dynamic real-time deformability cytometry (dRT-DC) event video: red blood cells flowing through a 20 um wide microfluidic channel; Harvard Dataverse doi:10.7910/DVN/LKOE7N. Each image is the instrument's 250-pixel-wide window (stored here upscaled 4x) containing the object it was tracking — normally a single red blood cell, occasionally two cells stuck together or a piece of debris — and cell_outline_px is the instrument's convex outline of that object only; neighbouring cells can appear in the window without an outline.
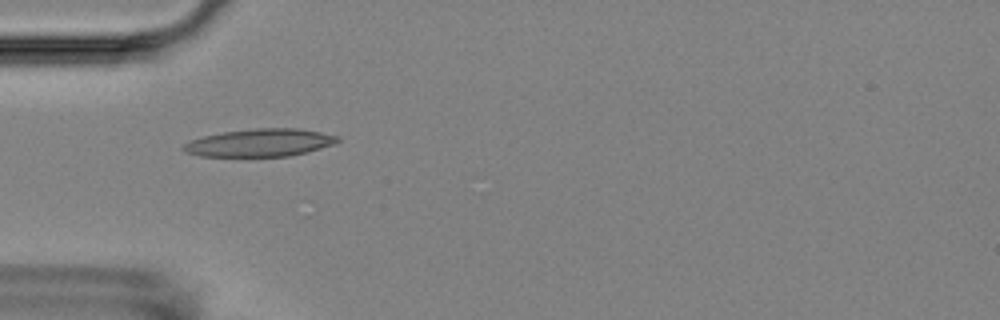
{"species": "Egyptian fruit bat (a non-hibernating species)", "species_latin": "Rousettus aegyptiacus", "temperature_condition": "room temperature", "stored_images_in_passage": 5, "camera_frame_rate_fps": 3000, "um_per_image_px": 0.085, "animal": {"sex": "female"}, "frame": {"image": 1, "passage_image": 4, "time_ms": 5.333, "image_size_px": [1000, 320], "cell_outline_px": [[340, 140], [336, 144], [308, 152], [288, 156], [200, 156], [184, 152], [180, 148], [184, 144], [192, 140], [204, 136], [224, 132], [256, 128], [300, 128], [340, 136]], "centroid_in_image_um": [22.14, 12.13], "position_along_channel_um": 62.9, "area_um2": 24.97}}